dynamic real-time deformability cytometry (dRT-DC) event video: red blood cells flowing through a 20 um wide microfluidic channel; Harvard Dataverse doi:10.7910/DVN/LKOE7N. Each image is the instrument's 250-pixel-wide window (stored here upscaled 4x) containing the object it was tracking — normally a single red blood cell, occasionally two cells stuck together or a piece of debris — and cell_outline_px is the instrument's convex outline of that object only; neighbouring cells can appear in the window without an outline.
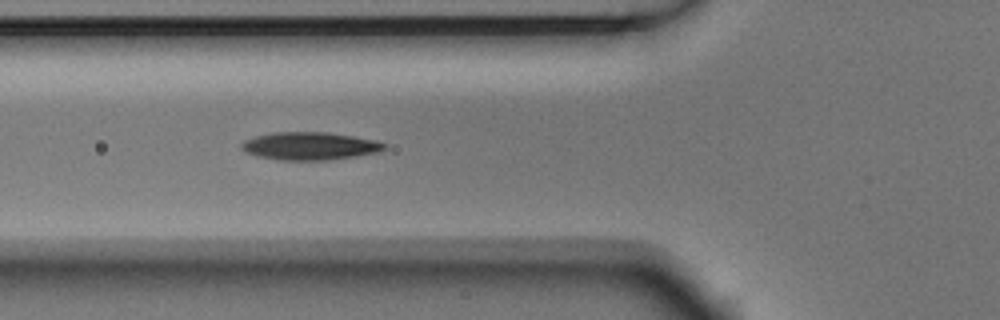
{"species": "Egyptian fruit bat (a non-hibernating species)", "species_latin": "Rousettus aegyptiacus", "temperature_condition": "room temperature", "stored_images_in_passage": 4, "camera_frame_rate_fps": 3000, "um_per_image_px": 0.085, "animal": {"sex": "male"}, "frame": {"image": 1, "passage_image": 4, "time_ms": 1.0, "image_size_px": [1000, 320], "cell_outline_px": [[388, 148], [380, 152], [356, 156], [328, 160], [280, 160], [260, 156], [244, 152], [240, 148], [240, 144], [244, 140], [256, 136], [272, 132], [328, 132], [376, 140], [388, 144]], "centroid_in_image_um": [26.36, 12.41], "position_along_channel_um": 99.4, "area_um2": 23.35}}